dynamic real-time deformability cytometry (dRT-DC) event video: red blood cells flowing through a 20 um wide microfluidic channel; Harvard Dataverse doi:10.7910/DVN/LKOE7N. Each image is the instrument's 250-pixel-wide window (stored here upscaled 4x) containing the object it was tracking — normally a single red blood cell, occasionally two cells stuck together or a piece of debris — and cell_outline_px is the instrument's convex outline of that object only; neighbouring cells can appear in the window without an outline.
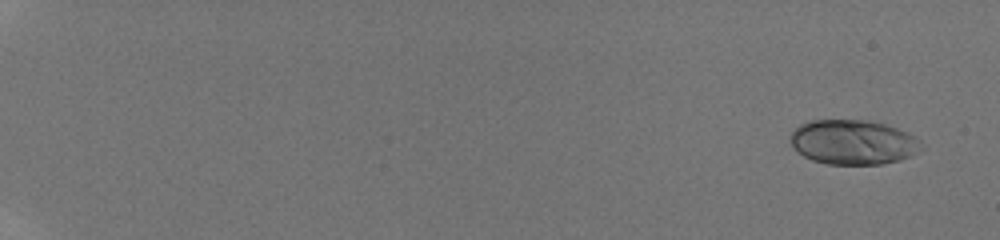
{"species": "human", "species_latin": "Homo sapiens", "temperature_condition": "room temperature", "stored_images_in_passage": 34, "camera_frame_rate_fps": 3000, "um_per_image_px": 0.085, "donor": {"sex": "male"}, "frame": {"image": 1, "passage_image": 1, "time_ms": 0.0, "image_size_px": [1000, 240], "cell_outline_px": [[920, 140], [908, 156], [900, 160], [880, 164], [828, 164], [812, 160], [804, 156], [792, 148], [788, 136], [800, 124], [812, 120], [868, 120], [884, 124], [908, 132], [916, 136]], "centroid_in_image_um": [72.4, 12.07], "position_along_channel_um": 12.6, "area_um2": 33.7}}
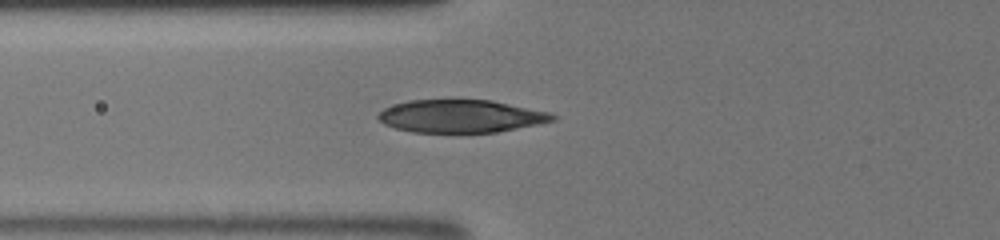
{"frame": {"image": 2, "passage_image": 14, "time_ms": 7.0, "image_size_px": [1000, 240], "cell_outline_px": [[556, 120], [496, 132], [412, 132], [396, 128], [384, 124], [376, 116], [384, 108], [408, 100], [448, 96], [492, 100], [548, 112], [556, 116]], "centroid_in_image_um": [39.11, 9.82], "position_along_channel_um": 86.7, "area_um2": 34.16}}
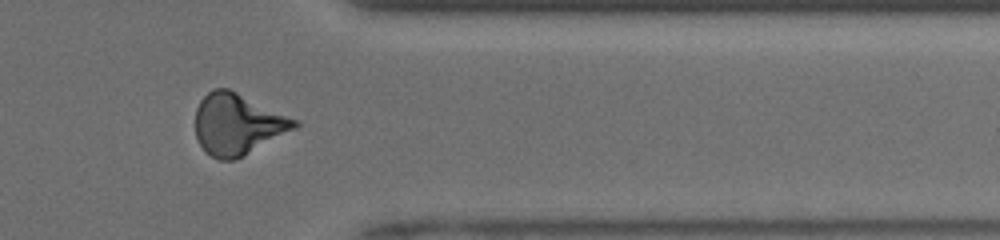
{"frame": {"image": 3, "passage_image": 30, "time_ms": 14.333, "image_size_px": [1000, 240], "cell_outline_px": [[300, 124], [296, 128], [244, 156], [232, 160], [220, 160], [212, 156], [200, 144], [196, 136], [196, 108], [200, 100], [212, 88], [228, 88], [300, 120]], "centroid_in_image_um": [20.22, 10.54], "position_along_channel_um": 391.2, "area_um2": 35.32}, "authors_computed_cell_mechanics": {"area_um2": 33.8708, "velocity_mm_per_s": 4.2038, "shape_relaxation_time_tau1_ms": null, "shape_relaxation_time_tau2_ms": 1.4824, "deformation_change_tau1": null, "deformation_change_tau2": 0.0624}}